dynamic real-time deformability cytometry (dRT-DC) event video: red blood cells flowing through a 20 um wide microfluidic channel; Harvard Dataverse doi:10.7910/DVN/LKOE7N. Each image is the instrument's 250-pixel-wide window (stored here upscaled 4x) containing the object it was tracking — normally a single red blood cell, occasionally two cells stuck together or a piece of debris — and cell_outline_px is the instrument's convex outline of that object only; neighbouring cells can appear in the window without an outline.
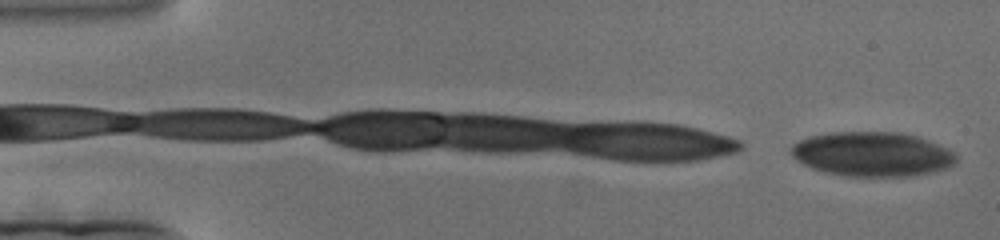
{"species": "human", "species_latin": "Homo sapiens", "temperature_condition": "cold", "stored_images_in_passage": 194, "camera_frame_rate_fps": 3000, "um_per_image_px": 0.085, "donor": {"sex": "female"}, "frame": {"image": 1, "passage_image": 1, "time_ms": 0.0, "image_size_px": [1000, 240], "cell_outline_px": [[956, 160], [940, 168], [928, 172], [900, 176], [848, 176], [828, 172], [804, 164], [792, 156], [792, 148], [800, 140], [812, 136], [836, 132], [896, 132], [916, 136], [944, 148], [956, 156]], "centroid_in_image_um": [74.07, 13.09], "position_along_channel_um": 10.9, "area_um2": 41.15}}
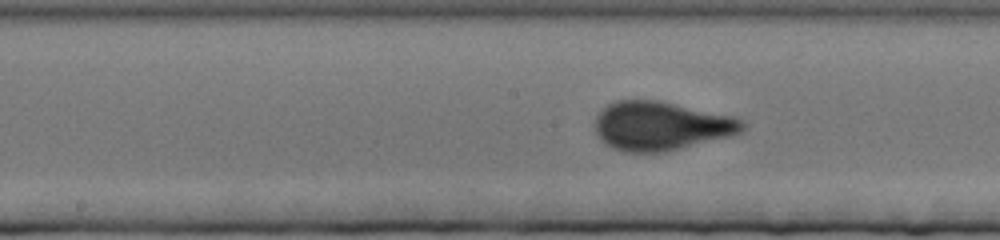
{"frame": {"image": 2, "passage_image": 96, "time_ms": 31.667, "image_size_px": [1000, 240], "cell_outline_px": [[748, 124], [740, 132], [732, 136], [664, 152], [624, 152], [612, 148], [604, 144], [600, 140], [596, 132], [596, 116], [608, 104], [616, 100], [660, 100], [736, 116]], "centroid_in_image_um": [56.22, 10.7], "position_along_channel_um": 192.0, "area_um2": 42.37}}
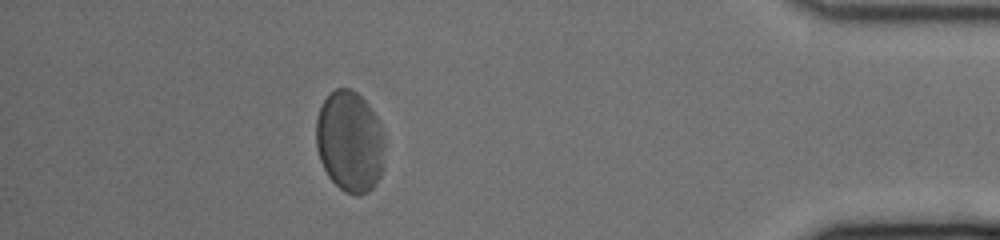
{"frame": {"image": 3, "passage_image": 172, "time_ms": 57.0, "image_size_px": [1000, 240], "cell_outline_px": [[384, 164], [380, 176], [376, 184], [368, 192], [344, 192], [328, 176], [320, 160], [316, 148], [316, 120], [320, 108], [328, 92], [336, 88], [348, 88], [356, 92], [372, 108], [380, 120], [384, 132]], "centroid_in_image_um": [29.75, 11.99], "position_along_channel_um": 405.5, "area_um2": 40.81}}